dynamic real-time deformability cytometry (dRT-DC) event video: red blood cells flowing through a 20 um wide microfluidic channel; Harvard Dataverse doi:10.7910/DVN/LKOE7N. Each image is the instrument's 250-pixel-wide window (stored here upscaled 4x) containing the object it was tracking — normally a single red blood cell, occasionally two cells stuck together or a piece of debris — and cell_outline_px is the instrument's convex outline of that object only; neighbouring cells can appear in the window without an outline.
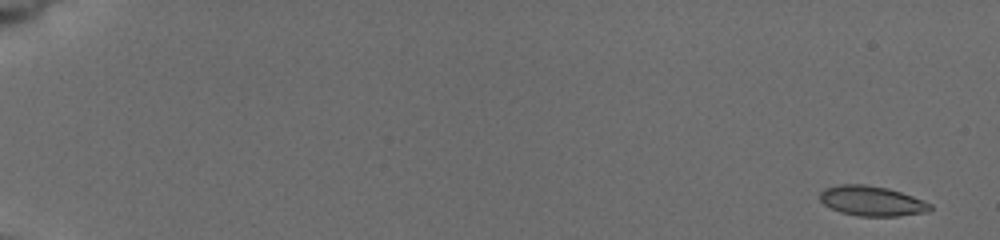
{"species": "common noctule bat (a hibernating species)", "species_latin": "Nyctalus noctula", "temperature_condition": "cold", "stored_images_in_passage": 71, "camera_frame_rate_fps": 3000, "um_per_image_px": 0.085, "animal": {"sex": "female", "body_mass_g": 19.5, "forearm_length_mm": 54.1}, "frame": {"image": 1, "passage_image": 1, "time_ms": 0.0, "image_size_px": [1000, 240], "cell_outline_px": [[932, 208], [928, 212], [900, 216], [856, 216], [840, 212], [824, 204], [820, 200], [820, 192], [824, 188], [840, 184], [864, 184], [888, 188], [912, 196], [932, 204]], "centroid_in_image_um": [74.1, 17.08], "position_along_channel_um": 10.9, "area_um2": 19.31}}
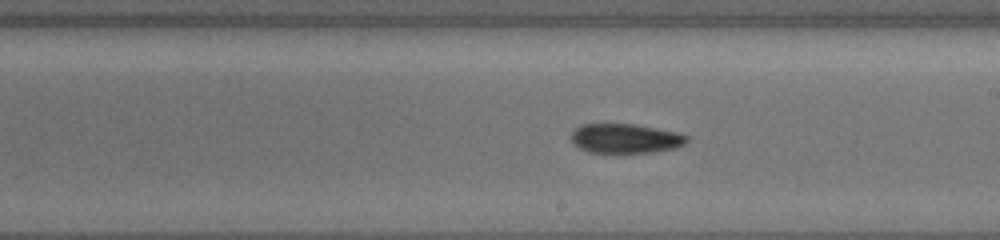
{"frame": {"image": 2, "passage_image": 39, "time_ms": 10.667, "image_size_px": [1000, 240], "cell_outline_px": [[688, 140], [684, 144], [676, 148], [652, 152], [588, 152], [572, 144], [568, 136], [580, 124], [636, 124], [676, 132], [688, 136]], "centroid_in_image_um": [53.11, 11.76], "position_along_channel_um": 235.9, "area_um2": 19.94}}
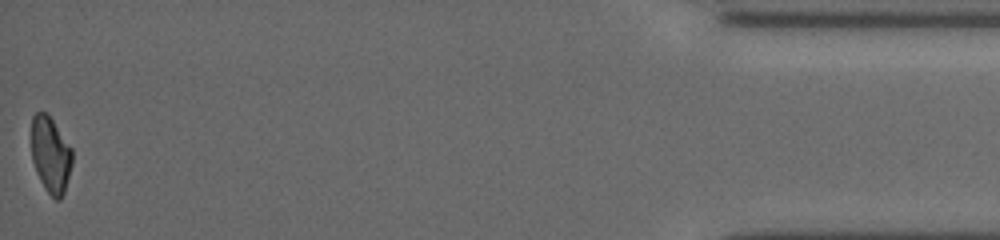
{"frame": {"image": 3, "passage_image": 70, "time_ms": 17.667, "image_size_px": [1000, 240], "cell_outline_px": [[72, 164], [64, 192], [60, 200], [56, 200], [44, 188], [36, 172], [32, 160], [32, 116], [36, 112], [48, 112], [72, 148]], "centroid_in_image_um": [4.3, 13.13], "position_along_channel_um": 430.9, "area_um2": 18.21}, "authors_computed_cell_mechanics": {"area_um2": 19.7098, "velocity_mm_per_s": 3.8857, "shape_relaxation_time_tau1_ms": 6.9053, "shape_relaxation_time_tau2_ms": null, "deformation_change_tau1": 0.1891, "deformation_change_tau2": null}}